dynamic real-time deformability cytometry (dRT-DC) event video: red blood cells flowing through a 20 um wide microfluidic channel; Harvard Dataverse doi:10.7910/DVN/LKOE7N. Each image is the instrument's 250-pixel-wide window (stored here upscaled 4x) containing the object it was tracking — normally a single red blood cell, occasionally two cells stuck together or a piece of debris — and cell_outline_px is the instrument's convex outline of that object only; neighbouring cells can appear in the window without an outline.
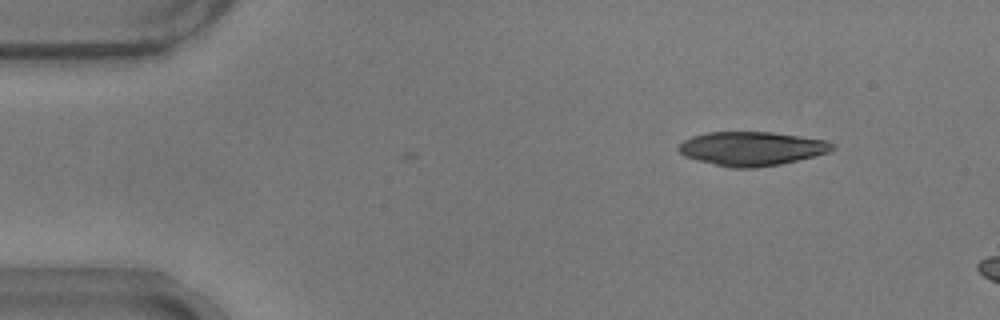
{"species": "common noctule bat (a hibernating species)", "species_latin": "Nyctalus noctula", "temperature_condition": "warm", "stored_images_in_passage": 3, "camera_frame_rate_fps": 3000, "um_per_image_px": 0.085, "animal": {"sex": "male", "body_mass_g": 17.9}, "frame": {"image": 1, "passage_image": 1, "time_ms": 0.0, "image_size_px": [1000, 320], "cell_outline_px": [[836, 148], [828, 152], [780, 164], [752, 168], [728, 168], [696, 160], [684, 156], [676, 148], [684, 140], [692, 136], [708, 132], [772, 132], [828, 140], [836, 144]], "centroid_in_image_um": [63.89, 12.63], "position_along_channel_um": 21.1, "area_um2": 30.52}}